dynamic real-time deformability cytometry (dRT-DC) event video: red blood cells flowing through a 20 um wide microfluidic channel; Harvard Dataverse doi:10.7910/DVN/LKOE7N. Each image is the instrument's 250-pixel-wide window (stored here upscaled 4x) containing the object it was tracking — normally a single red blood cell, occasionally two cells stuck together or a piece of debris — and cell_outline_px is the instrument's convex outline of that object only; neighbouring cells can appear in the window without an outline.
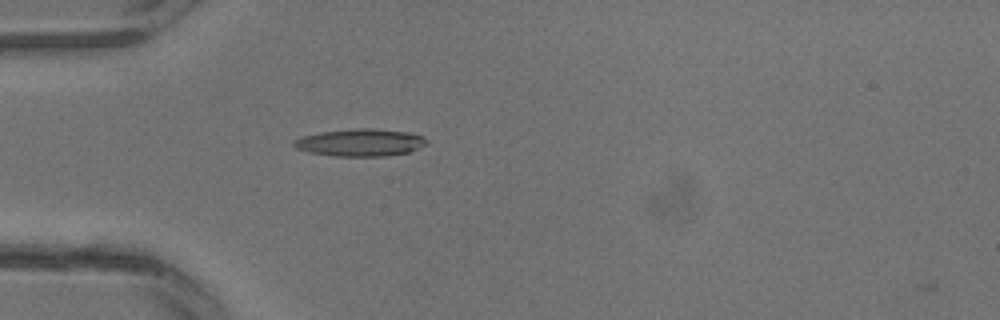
{"species": "common noctule bat (a hibernating species)", "species_latin": "Nyctalus noctula", "temperature_condition": "warm", "stored_images_in_passage": 23, "camera_frame_rate_fps": 3000, "um_per_image_px": 0.085, "animal": {"sex": "male", "body_mass_g": 13.3}, "frame": {"image": 1, "passage_image": 1, "time_ms": 0.0, "image_size_px": [1000, 320], "cell_outline_px": [[428, 144], [408, 152], [384, 156], [336, 156], [308, 152], [296, 148], [292, 144], [292, 140], [300, 136], [320, 132], [356, 128], [372, 128], [408, 132], [424, 136], [428, 140]], "centroid_in_image_um": [30.61, 12.11], "position_along_channel_um": 54.4, "area_um2": 21.33}}
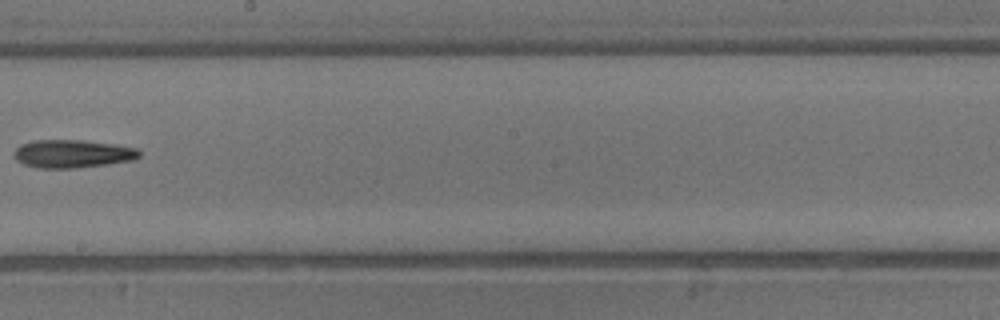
{"frame": {"image": 2, "passage_image": 10, "time_ms": 3.0, "image_size_px": [1000, 320], "cell_outline_px": [[140, 156], [136, 160], [108, 164], [76, 168], [36, 168], [24, 164], [16, 160], [12, 152], [20, 144], [32, 140], [84, 140], [112, 144], [136, 148], [140, 152]], "centroid_in_image_um": [6.14, 13.07], "position_along_channel_um": 242.1, "area_um2": 20.69}}
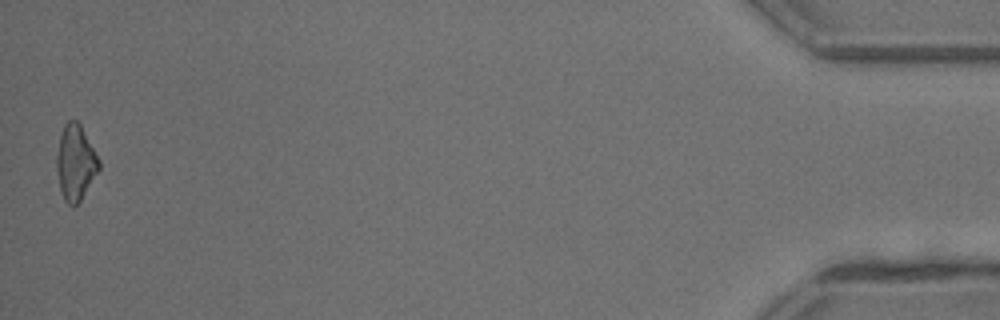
{"frame": {"image": 3, "passage_image": 23, "time_ms": 7.333, "image_size_px": [1000, 320], "cell_outline_px": [[100, 168], [80, 200], [72, 208], [64, 200], [60, 188], [56, 172], [56, 156], [60, 136], [64, 124], [68, 120], [76, 120], [80, 124], [100, 160]], "centroid_in_image_um": [6.4, 13.82], "position_along_channel_um": 428.8, "area_um2": 18.5}}